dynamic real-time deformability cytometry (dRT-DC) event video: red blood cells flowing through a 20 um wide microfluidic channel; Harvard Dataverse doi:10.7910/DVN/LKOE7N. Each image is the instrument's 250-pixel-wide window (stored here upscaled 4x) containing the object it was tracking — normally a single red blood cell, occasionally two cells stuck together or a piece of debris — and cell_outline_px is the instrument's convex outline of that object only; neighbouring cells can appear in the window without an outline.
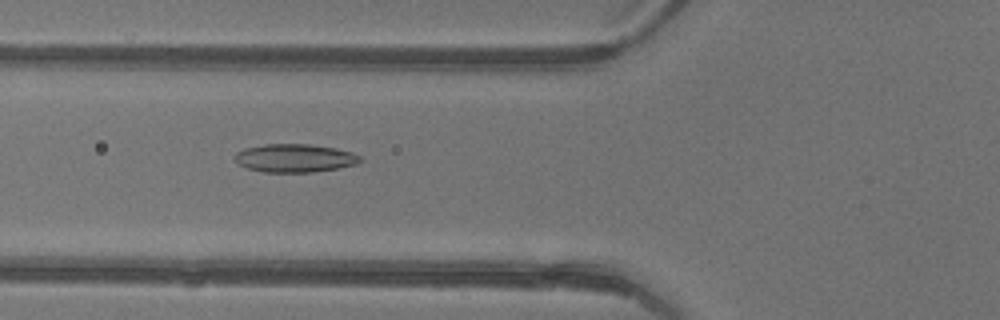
{"species": "common noctule bat (a hibernating species)", "species_latin": "Nyctalus noctula", "temperature_condition": "warm", "stored_images_in_passage": 7, "camera_frame_rate_fps": 3000, "um_per_image_px": 0.085, "animal": {"sex": "female"}, "frame": {"image": 1, "passage_image": 6, "time_ms": 1.667, "image_size_px": [1000, 320], "cell_outline_px": [[360, 160], [356, 164], [336, 168], [312, 172], [264, 172], [248, 168], [240, 164], [232, 156], [236, 152], [244, 148], [264, 144], [308, 144], [336, 148], [352, 152], [360, 156]], "centroid_in_image_um": [25.02, 13.43], "position_along_channel_um": 100.8, "area_um2": 20.52}}
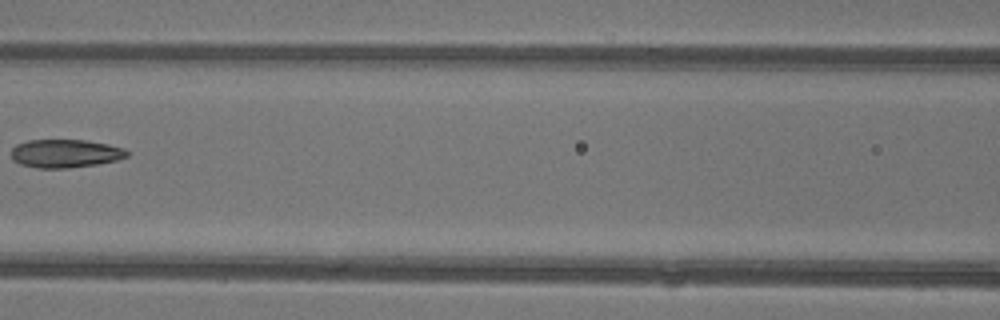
{"frame": {"image": 2, "passage_image": 7, "time_ms": 2.0, "image_size_px": [1000, 320], "cell_outline_px": [[128, 156], [116, 160], [96, 164], [68, 168], [36, 168], [20, 164], [12, 160], [12, 148], [16, 144], [28, 140], [84, 140], [108, 144], [124, 148], [128, 152]], "centroid_in_image_um": [5.52, 13.04], "position_along_channel_um": 161.1, "area_um2": 19.07}}